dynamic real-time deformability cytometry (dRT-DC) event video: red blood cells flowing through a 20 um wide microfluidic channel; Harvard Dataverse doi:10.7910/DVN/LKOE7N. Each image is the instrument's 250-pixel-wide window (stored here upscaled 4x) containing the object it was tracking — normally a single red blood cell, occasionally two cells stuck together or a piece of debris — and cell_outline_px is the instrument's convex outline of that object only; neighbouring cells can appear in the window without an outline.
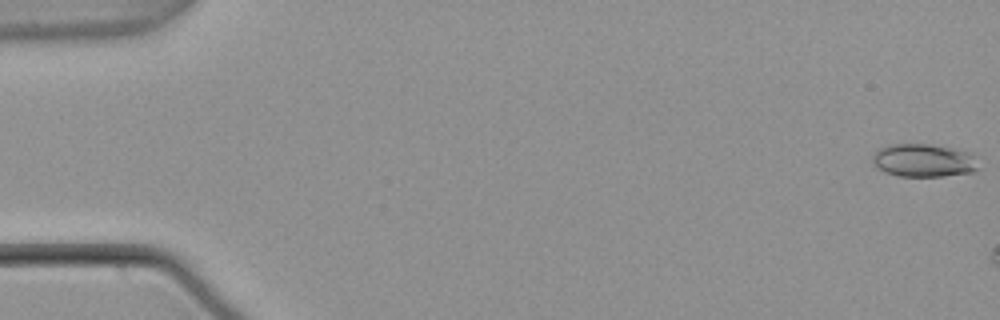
{"species": "common noctule bat (a hibernating species)", "species_latin": "Nyctalus noctula", "temperature_condition": "warm", "stored_images_in_passage": 3, "camera_frame_rate_fps": 3000, "um_per_image_px": 0.085, "animal": {"sex": "male", "body_mass_g": 21.5, "forearm_length_mm": 52.0}, "frame": {"image": 1, "passage_image": 3, "time_ms": 0.667, "image_size_px": [1000, 320], "cell_outline_px": [[980, 168], [972, 172], [944, 176], [900, 176], [884, 172], [872, 160], [872, 152], [876, 148], [888, 144], [928, 144], [952, 148], [972, 152], [976, 156]], "centroid_in_image_um": [78.53, 13.62], "position_along_channel_um": 6.5, "area_um2": 20.75}}